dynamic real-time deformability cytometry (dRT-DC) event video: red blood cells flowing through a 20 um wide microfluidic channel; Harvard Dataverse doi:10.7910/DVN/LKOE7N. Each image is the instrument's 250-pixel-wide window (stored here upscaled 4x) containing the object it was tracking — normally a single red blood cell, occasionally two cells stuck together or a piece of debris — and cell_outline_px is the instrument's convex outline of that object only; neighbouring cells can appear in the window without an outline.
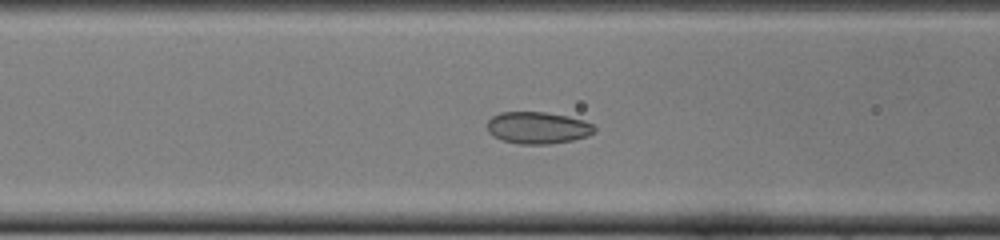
{"species": "common noctule bat (a hibernating species)", "species_latin": "Nyctalus noctula", "temperature_condition": "cold", "stored_images_in_passage": 49, "camera_frame_rate_fps": 3000, "um_per_image_px": 0.085, "animal": {"sex": "female", "body_mass_g": 22.0, "forearm_length_mm": 56.7}, "frame": {"image": 1, "passage_image": 18, "time_ms": 5.667, "image_size_px": [1000, 240], "cell_outline_px": [[596, 132], [588, 136], [572, 140], [548, 144], [520, 144], [504, 140], [492, 136], [488, 132], [488, 120], [492, 116], [500, 112], [544, 112], [568, 116], [584, 120], [592, 124], [596, 128]], "centroid_in_image_um": [45.72, 10.86], "position_along_channel_um": 120.9, "area_um2": 20.0}}
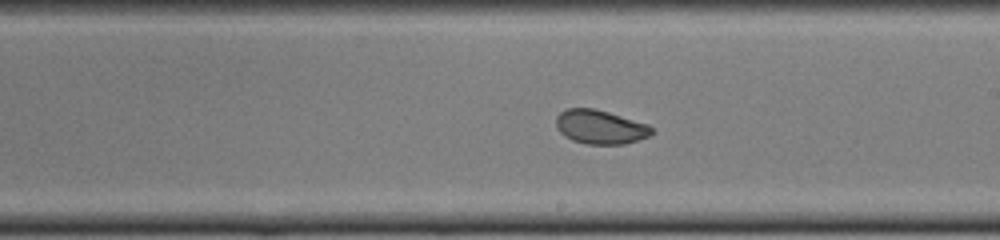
{"frame": {"image": 2, "passage_image": 27, "time_ms": 8.667, "image_size_px": [1000, 240], "cell_outline_px": [[656, 132], [648, 136], [624, 144], [588, 144], [572, 140], [564, 136], [556, 128], [556, 116], [560, 112], [568, 108], [592, 108], [608, 112], [648, 124]], "centroid_in_image_um": [51.0, 10.79], "position_along_channel_um": 238.0, "area_um2": 18.9}}
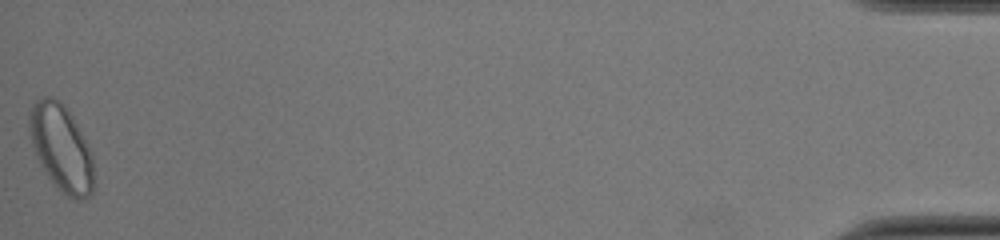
{"frame": {"image": 3, "passage_image": 49, "time_ms": 16.0, "image_size_px": [1000, 240], "cell_outline_px": [[92, 196], [84, 200], [76, 200], [68, 196], [48, 176], [40, 164], [36, 156], [32, 144], [28, 128], [28, 116], [32, 104], [36, 100], [44, 96], [52, 96], [60, 100], [64, 104], [72, 116], [92, 152]], "centroid_in_image_um": [5.19, 12.53], "position_along_channel_um": 430.0, "area_um2": 32.37}, "authors_computed_cell_mechanics": {"area_um2": 21.6172, "velocity_mm_per_s": 3.9126, "shape_relaxation_time_tau1_ms": 6.7525, "shape_relaxation_time_tau2_ms": 1.3618, "deformation_change_tau1": 0.1219, "deformation_change_tau2": 0.0542}}